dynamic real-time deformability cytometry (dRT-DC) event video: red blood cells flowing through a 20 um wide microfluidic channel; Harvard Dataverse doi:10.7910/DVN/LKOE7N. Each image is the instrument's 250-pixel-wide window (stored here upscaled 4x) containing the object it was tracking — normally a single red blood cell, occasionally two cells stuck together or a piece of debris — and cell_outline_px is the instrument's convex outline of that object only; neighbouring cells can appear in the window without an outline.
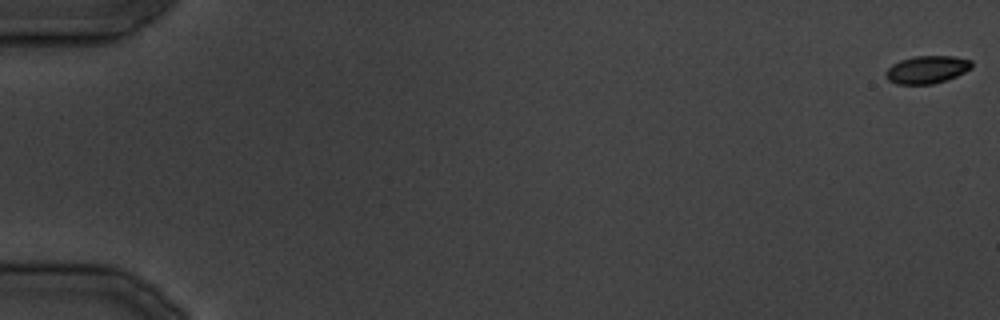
{"species": "common noctule bat (a hibernating species)", "species_latin": "Nyctalus noctula", "temperature_condition": "cold", "stored_images_in_passage": 24, "camera_frame_rate_fps": 3000, "um_per_image_px": 0.085, "animal": {"sex": "male", "body_mass_g": 19.5, "forearm_length_mm": 54.6}, "frame": {"image": 1, "passage_image": 1, "time_ms": 0.0, "image_size_px": [1000, 320], "cell_outline_px": [[972, 68], [956, 76], [932, 84], [896, 84], [888, 80], [884, 76], [884, 72], [892, 64], [900, 60], [916, 56], [952, 56], [972, 60]], "centroid_in_image_um": [78.76, 5.91], "position_along_channel_um": 6.2, "area_um2": 13.87}}
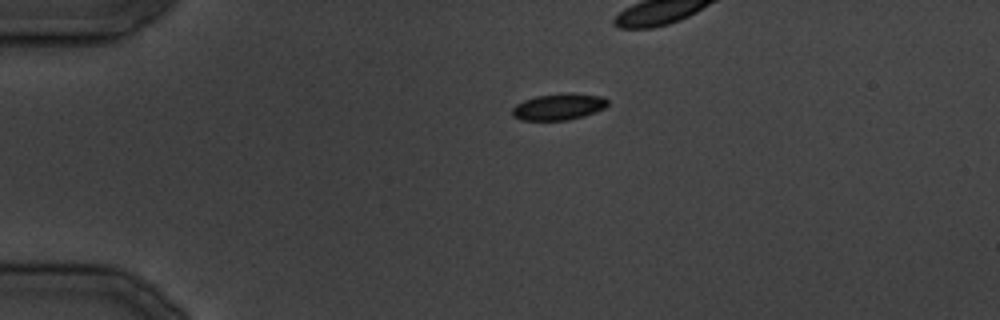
{"frame": {"image": 2, "passage_image": 9, "time_ms": 10.0, "image_size_px": [1000, 320], "cell_outline_px": [[608, 104], [604, 108], [584, 116], [568, 120], [520, 120], [512, 116], [512, 108], [516, 104], [524, 100], [536, 96], [568, 92], [572, 92], [604, 96], [608, 100]], "centroid_in_image_um": [47.5, 9.06], "position_along_channel_um": 37.5, "area_um2": 14.91}}
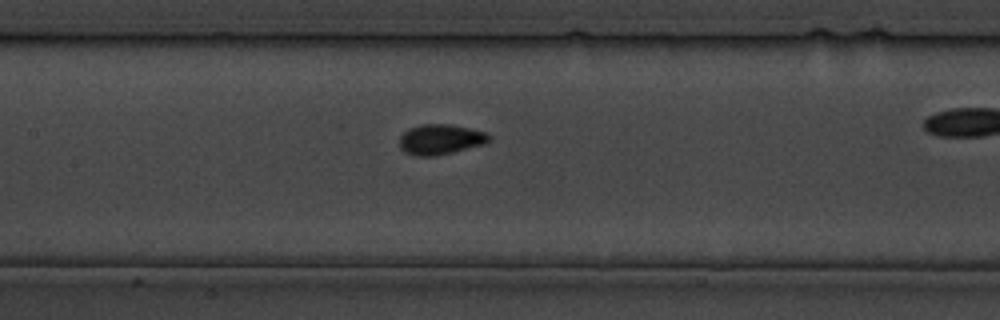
{"frame": {"image": 3, "passage_image": 18, "time_ms": 21.0, "image_size_px": [1000, 320], "cell_outline_px": [[492, 140], [484, 144], [452, 152], [432, 156], [416, 156], [404, 152], [400, 148], [400, 136], [408, 128], [420, 124], [448, 124], [488, 132], [492, 136]], "centroid_in_image_um": [37.45, 11.84], "position_along_channel_um": 169.9, "area_um2": 15.9}}